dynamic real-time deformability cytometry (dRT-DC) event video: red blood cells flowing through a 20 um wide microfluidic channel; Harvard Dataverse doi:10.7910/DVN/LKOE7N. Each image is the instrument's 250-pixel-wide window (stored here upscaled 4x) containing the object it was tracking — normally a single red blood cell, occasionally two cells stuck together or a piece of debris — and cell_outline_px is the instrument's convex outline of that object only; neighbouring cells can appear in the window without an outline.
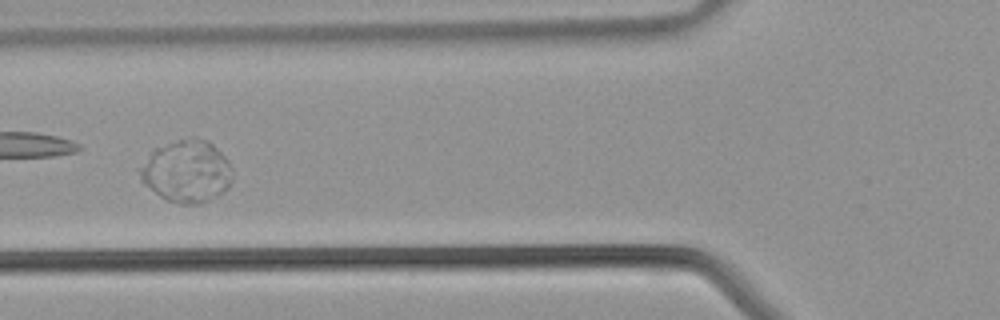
{"species": "common noctule bat (a hibernating species)", "species_latin": "Nyctalus noctula", "temperature_condition": "warm", "stored_images_in_passage": 32, "camera_frame_rate_fps": 3000, "um_per_image_px": 0.085, "animal": {"sex": "male", "body_mass_g": 21.5, "forearm_length_mm": 52.0}, "frame": {"image": 1, "passage_image": 5, "time_ms": 1.333, "image_size_px": [1000, 320], "cell_outline_px": [[232, 184], [224, 192], [200, 204], [180, 204], [168, 200], [160, 196], [144, 184], [140, 180], [136, 168], [152, 148], [176, 140], [192, 136], [196, 136], [208, 140], [228, 160], [232, 168]], "centroid_in_image_um": [15.83, 14.53], "position_along_channel_um": 110.0, "area_um2": 34.39}}
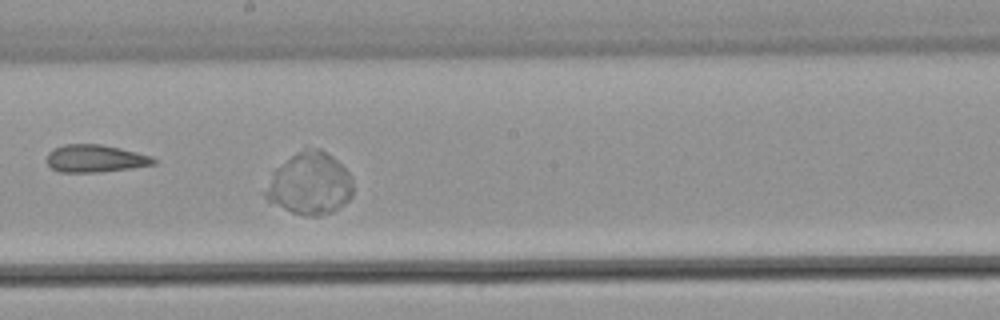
{"frame": {"image": 2, "passage_image": 12, "time_ms": 3.667, "image_size_px": [1000, 320], "cell_outline_px": [[352, 196], [344, 204], [332, 212], [320, 216], [304, 216], [292, 212], [268, 200], [260, 192], [272, 172], [276, 168], [304, 144], [320, 148], [332, 156], [352, 176]], "centroid_in_image_um": [26.29, 15.57], "position_along_channel_um": 221.9, "area_um2": 32.43}}
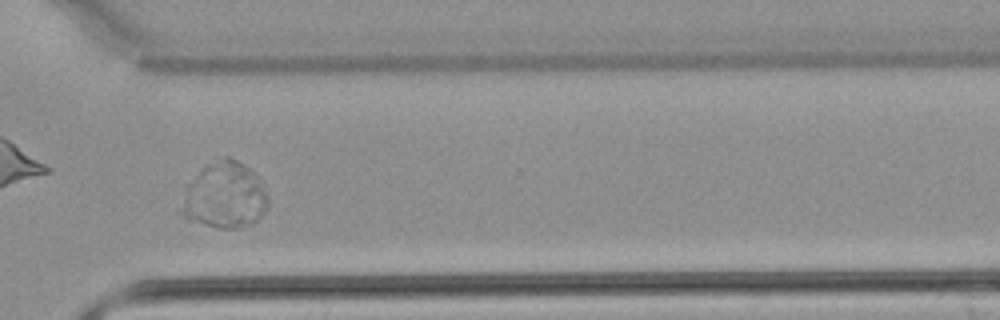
{"frame": {"image": 3, "passage_image": 20, "time_ms": 6.333, "image_size_px": [1000, 320], "cell_outline_px": [[268, 208], [252, 224], [240, 228], [220, 228], [188, 220], [180, 212], [188, 184], [204, 168], [224, 156], [228, 156], [236, 160], [248, 168], [256, 176], [268, 196]], "centroid_in_image_um": [19.12, 16.65], "position_along_channel_um": 351.5, "area_um2": 32.66}}